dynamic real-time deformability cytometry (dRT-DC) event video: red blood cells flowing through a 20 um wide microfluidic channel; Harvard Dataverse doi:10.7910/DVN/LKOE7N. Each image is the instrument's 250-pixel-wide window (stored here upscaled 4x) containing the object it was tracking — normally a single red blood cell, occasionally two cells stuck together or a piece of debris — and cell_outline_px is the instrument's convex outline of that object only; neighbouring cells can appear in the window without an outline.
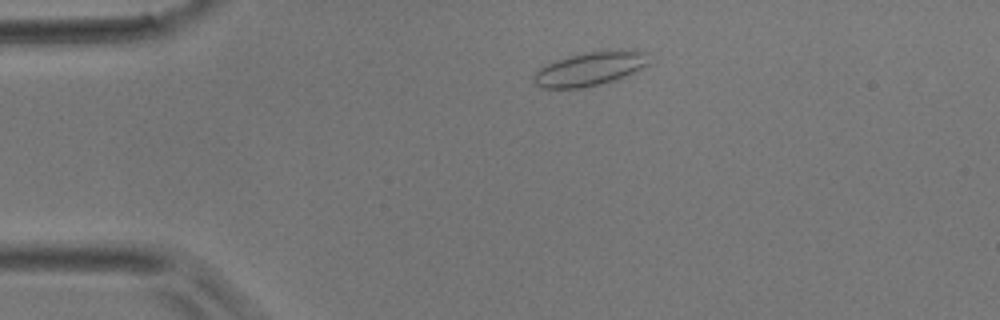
{"species": "common noctule bat (a hibernating species)", "species_latin": "Nyctalus noctula", "temperature_condition": "room temperature", "stored_images_in_passage": 2, "camera_frame_rate_fps": 3000, "um_per_image_px": 0.085, "animal": {"sex": "male", "body_mass_g": 17.9}, "frame": {"image": 1, "passage_image": 1, "time_ms": 0.0, "image_size_px": [1000, 320], "cell_outline_px": [[648, 64], [624, 76], [600, 84], [584, 88], [540, 88], [532, 80], [532, 76], [540, 68], [556, 60], [584, 52], [648, 52]], "centroid_in_image_um": [50.04, 5.89], "position_along_channel_um": 35.0, "area_um2": 21.85}}